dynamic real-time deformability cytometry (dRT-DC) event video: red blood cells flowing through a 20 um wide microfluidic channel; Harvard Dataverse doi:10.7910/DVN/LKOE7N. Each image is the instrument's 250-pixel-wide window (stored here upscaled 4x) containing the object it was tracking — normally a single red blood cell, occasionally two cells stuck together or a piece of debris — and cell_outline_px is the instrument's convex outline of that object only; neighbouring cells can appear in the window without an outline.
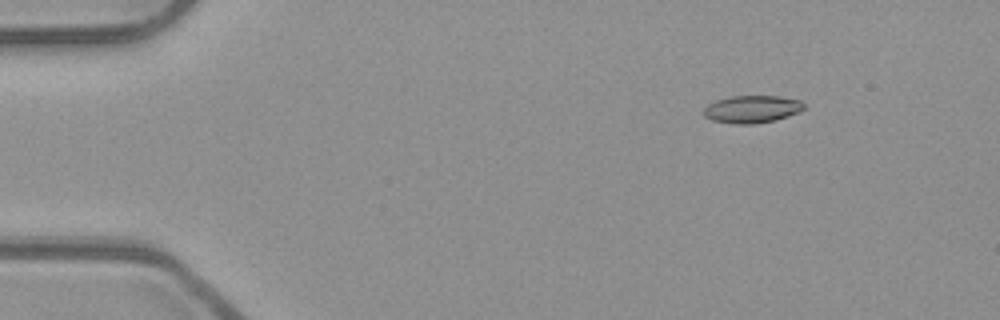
{"species": "common noctule bat (a hibernating species)", "species_latin": "Nyctalus noctula", "temperature_condition": "room temperature", "stored_images_in_passage": 47, "camera_frame_rate_fps": 3000, "um_per_image_px": 0.085, "animal": {"sex": "male", "body_mass_g": 23.1, "forearm_length_mm": 52.7}, "frame": {"image": 1, "passage_image": 1, "time_ms": 0.0, "image_size_px": [1000, 320], "cell_outline_px": [[804, 108], [800, 112], [776, 120], [756, 124], [736, 124], [712, 120], [704, 116], [704, 108], [708, 104], [716, 100], [732, 96], [780, 96], [800, 100], [804, 104]], "centroid_in_image_um": [63.93, 9.28], "position_along_channel_um": 21.1, "area_um2": 16.13}}
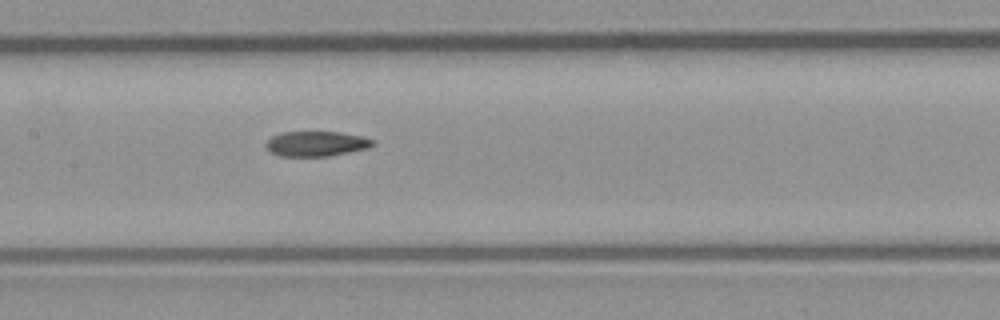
{"frame": {"image": 2, "passage_image": 20, "time_ms": 6.333, "image_size_px": [1000, 320], "cell_outline_px": [[376, 144], [368, 148], [328, 156], [280, 156], [272, 152], [264, 144], [272, 136], [280, 132], [340, 132], [364, 136], [376, 140]], "centroid_in_image_um": [26.93, 12.2], "position_along_channel_um": 180.5, "area_um2": 15.66}}
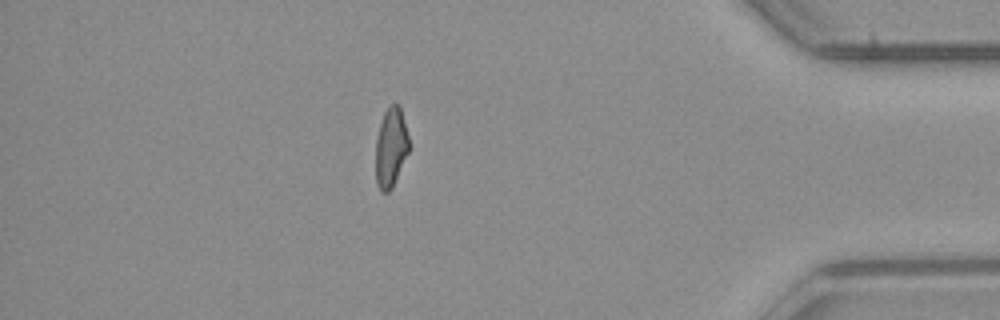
{"frame": {"image": 3, "passage_image": 40, "time_ms": 13.0, "image_size_px": [1000, 320], "cell_outline_px": [[408, 152], [392, 188], [388, 192], [380, 192], [376, 184], [376, 140], [380, 124], [384, 112], [392, 104], [400, 104], [408, 136]], "centroid_in_image_um": [33.21, 12.55], "position_along_channel_um": 402.0, "area_um2": 15.26}, "authors_computed_cell_mechanics": {"area_um2": 16.184, "velocity_mm_per_s": 3.9499, "shape_relaxation_time_tau1_ms": null, "shape_relaxation_time_tau2_ms": 3.0432, "deformation_change_tau1": null, "deformation_change_tau2": 0.0982}}